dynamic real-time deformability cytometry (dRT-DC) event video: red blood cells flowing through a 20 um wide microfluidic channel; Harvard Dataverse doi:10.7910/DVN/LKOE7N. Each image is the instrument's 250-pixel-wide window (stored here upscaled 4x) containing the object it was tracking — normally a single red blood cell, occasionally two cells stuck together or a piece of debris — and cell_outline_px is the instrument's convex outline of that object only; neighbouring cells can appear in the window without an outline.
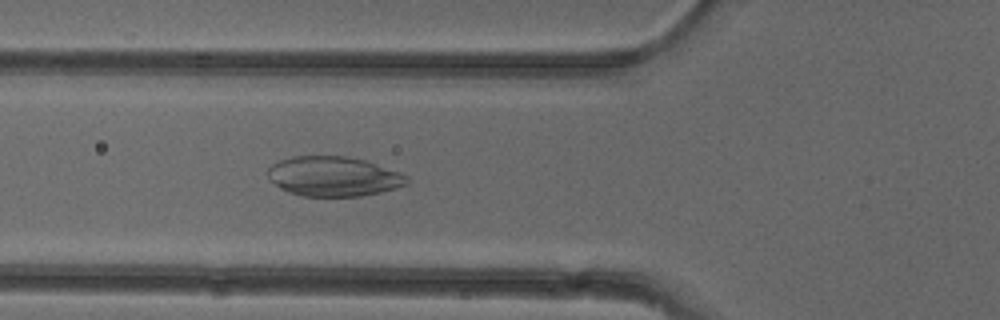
{"species": "common noctule bat (a hibernating species)", "species_latin": "Nyctalus noctula", "temperature_condition": "cold", "stored_images_in_passage": 52, "camera_frame_rate_fps": 3000, "um_per_image_px": 0.085, "animal": {"sex": "female"}, "frame": {"image": 1, "passage_image": 19, "time_ms": 6.0, "image_size_px": [1000, 320], "cell_outline_px": [[408, 184], [396, 188], [380, 192], [360, 196], [304, 196], [288, 192], [280, 188], [268, 180], [268, 168], [272, 164], [280, 160], [292, 156], [348, 156], [364, 160], [400, 172], [408, 176]], "centroid_in_image_um": [28.33, 14.99], "position_along_channel_um": 97.5, "area_um2": 32.31}}
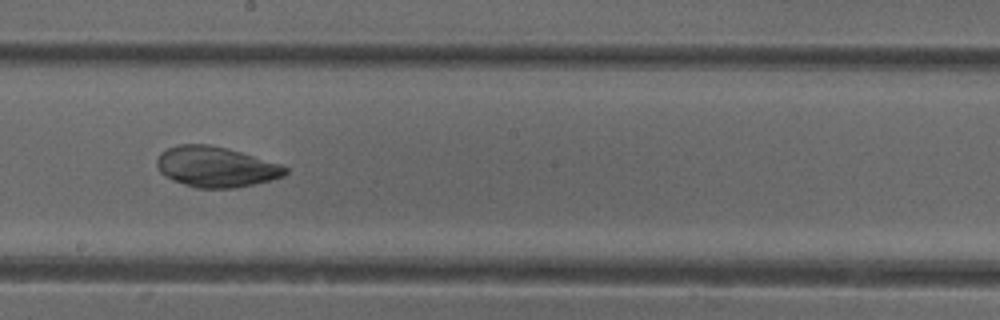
{"frame": {"image": 2, "passage_image": 29, "time_ms": 9.333, "image_size_px": [1000, 320], "cell_outline_px": [[288, 172], [284, 176], [236, 188], [196, 188], [184, 184], [160, 172], [156, 164], [156, 160], [160, 152], [168, 148], [180, 144], [208, 144], [228, 148], [280, 164], [288, 168]], "centroid_in_image_um": [18.34, 14.17], "position_along_channel_um": 229.9, "area_um2": 30.06}}
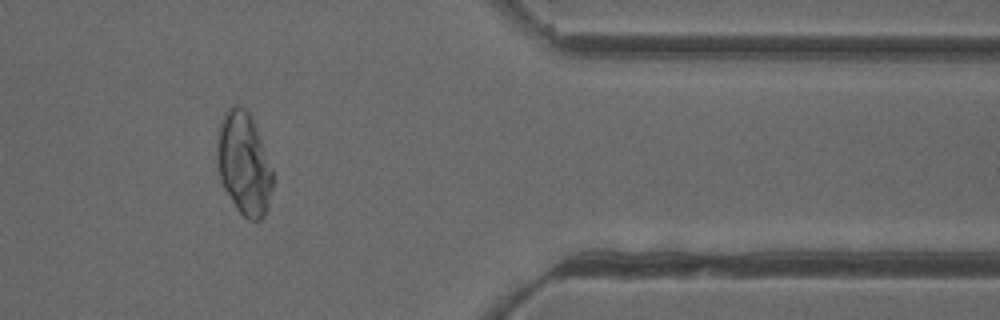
{"frame": {"image": 3, "passage_image": 43, "time_ms": 14.0, "image_size_px": [1000, 320], "cell_outline_px": [[276, 180], [268, 208], [264, 216], [260, 220], [248, 220], [236, 208], [224, 188], [220, 180], [216, 168], [216, 144], [220, 120], [224, 112], [232, 104], [240, 104], [248, 112], [252, 120], [272, 168]], "centroid_in_image_um": [20.72, 13.93], "position_along_channel_um": 390.7, "area_um2": 33.93}}